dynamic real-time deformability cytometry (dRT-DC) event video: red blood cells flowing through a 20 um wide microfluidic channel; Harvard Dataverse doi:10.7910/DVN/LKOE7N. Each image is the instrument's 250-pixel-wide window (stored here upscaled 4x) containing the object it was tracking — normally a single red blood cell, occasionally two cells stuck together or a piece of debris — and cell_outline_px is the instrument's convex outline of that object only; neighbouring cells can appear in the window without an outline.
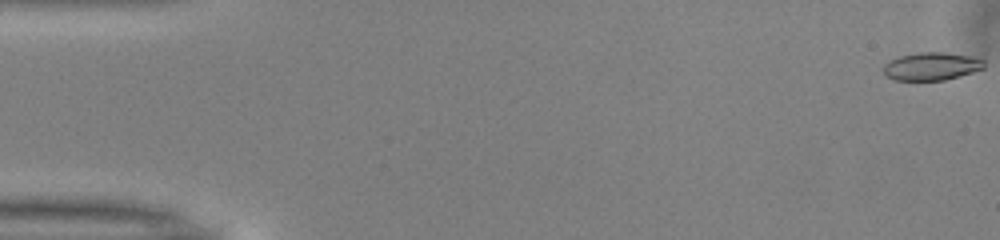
{"species": "common noctule bat (a hibernating species)", "species_latin": "Nyctalus noctula", "temperature_condition": "warm", "stored_images_in_passage": 52, "camera_frame_rate_fps": 3000, "um_per_image_px": 0.085, "animal": {"sex": "male", "body_mass_g": 13.0, "forearm_length_mm": 53.1}, "frame": {"image": 1, "passage_image": 1, "time_ms": 0.0, "image_size_px": [1000, 240], "cell_outline_px": [[984, 68], [960, 76], [944, 80], [896, 80], [884, 76], [884, 64], [888, 60], [900, 56], [920, 52], [944, 52], [972, 56], [984, 60]], "centroid_in_image_um": [79.16, 5.63], "position_along_channel_um": 5.8, "area_um2": 16.42}}
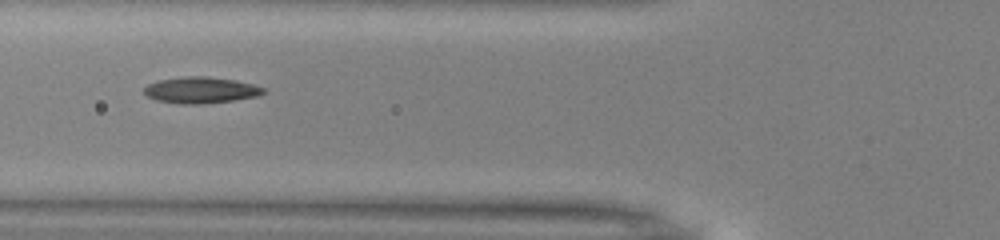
{"frame": {"image": 2, "passage_image": 20, "time_ms": 6.333, "image_size_px": [1000, 240], "cell_outline_px": [[268, 92], [256, 96], [232, 100], [204, 104], [180, 104], [156, 100], [148, 96], [144, 92], [144, 88], [148, 84], [160, 80], [188, 76], [208, 76], [236, 80], [252, 84], [264, 88]], "centroid_in_image_um": [17.08, 7.66], "position_along_channel_um": 108.7, "area_um2": 18.21}}
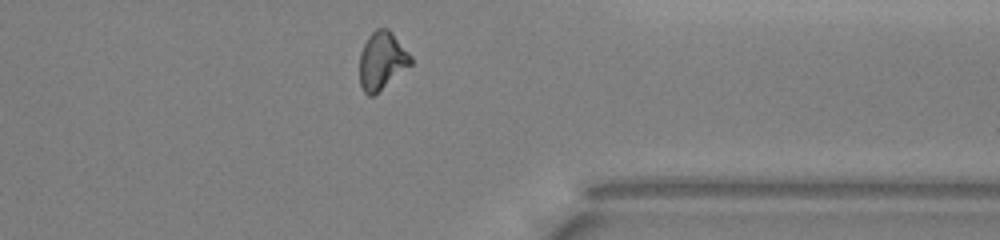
{"frame": {"image": 3, "passage_image": 41, "time_ms": 13.333, "image_size_px": [1000, 240], "cell_outline_px": [[412, 64], [372, 96], [368, 96], [364, 92], [360, 84], [360, 52], [368, 36], [376, 28], [388, 28], [392, 32], [412, 56]], "centroid_in_image_um": [32.46, 5.13], "position_along_channel_um": 378.9, "area_um2": 17.11}, "authors_computed_cell_mechanics": {"area_um2": 17.2822, "velocity_mm_per_s": 4.0035, "shape_relaxation_time_tau1_ms": 5.7402, "shape_relaxation_time_tau2_ms": 2.4039, "deformation_change_tau1": 0.1673, "deformation_change_tau2": 0.0975}}